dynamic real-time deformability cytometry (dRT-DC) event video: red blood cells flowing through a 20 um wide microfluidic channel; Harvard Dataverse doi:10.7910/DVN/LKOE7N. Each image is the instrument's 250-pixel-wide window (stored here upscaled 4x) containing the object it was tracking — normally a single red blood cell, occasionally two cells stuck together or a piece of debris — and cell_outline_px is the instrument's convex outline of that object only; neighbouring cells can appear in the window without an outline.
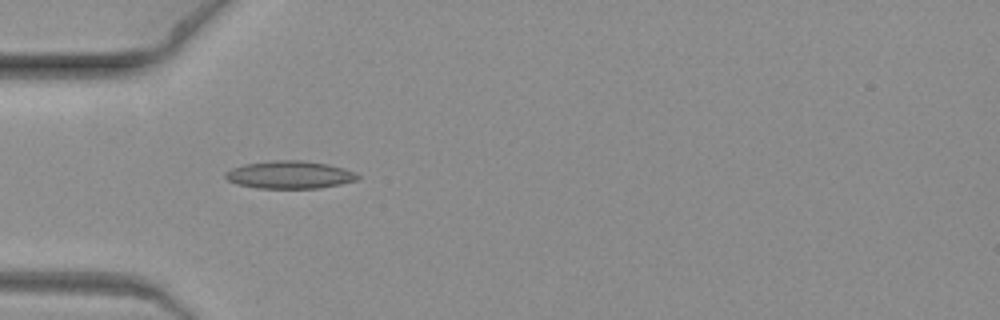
{"species": "common noctule bat (a hibernating species)", "species_latin": "Nyctalus noctula", "temperature_condition": "warm", "stored_images_in_passage": 6, "camera_frame_rate_fps": 3000, "um_per_image_px": 0.085, "animal": {"sex": "female", "body_mass_g": 19.3, "forearm_length_mm": 54.1}, "frame": {"image": 1, "passage_image": 5, "time_ms": 1.333, "image_size_px": [1000, 320], "cell_outline_px": [[360, 180], [320, 188], [260, 188], [236, 184], [228, 180], [224, 176], [224, 172], [232, 168], [244, 164], [272, 160], [304, 160], [328, 164], [344, 168], [360, 176]], "centroid_in_image_um": [24.62, 14.85], "position_along_channel_um": 60.4, "area_um2": 21.44}}
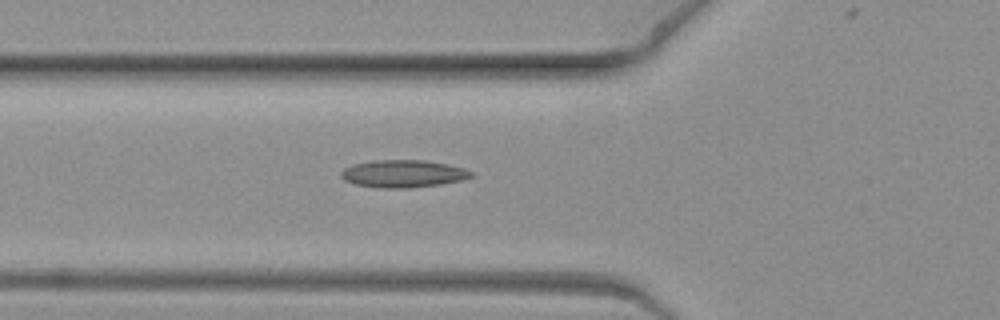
{"frame": {"image": 2, "passage_image": 6, "time_ms": 1.667, "image_size_px": [1000, 320], "cell_outline_px": [[472, 176], [460, 180], [440, 184], [408, 188], [384, 188], [356, 184], [344, 180], [340, 176], [340, 172], [344, 168], [352, 164], [372, 160], [424, 160], [448, 164], [464, 168], [472, 172]], "centroid_in_image_um": [34.23, 14.75], "position_along_channel_um": 91.6, "area_um2": 20.75}}